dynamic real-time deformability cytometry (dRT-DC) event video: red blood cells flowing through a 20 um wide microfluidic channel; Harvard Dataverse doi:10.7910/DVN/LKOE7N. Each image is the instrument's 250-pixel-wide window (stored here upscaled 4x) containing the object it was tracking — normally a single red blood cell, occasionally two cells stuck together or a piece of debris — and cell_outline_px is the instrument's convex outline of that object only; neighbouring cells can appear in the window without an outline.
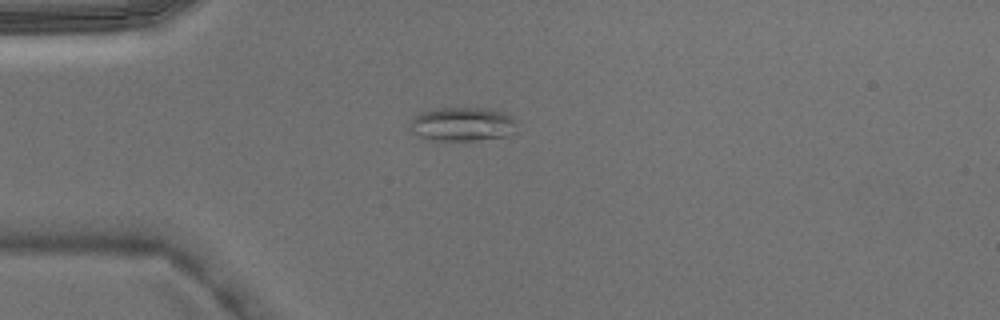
{"species": "Egyptian fruit bat (a non-hibernating species)", "species_latin": "Rousettus aegyptiacus", "temperature_condition": "warm", "stored_images_in_passage": 2, "camera_frame_rate_fps": 3000, "um_per_image_px": 0.085, "animal": {"sex": "male"}, "frame": {"image": 1, "passage_image": 2, "time_ms": 0.333, "image_size_px": [1000, 320], "cell_outline_px": [[516, 132], [508, 136], [464, 144], [424, 140], [408, 128], [412, 120], [420, 112], [436, 108], [492, 108], [504, 112], [512, 116], [516, 120]], "centroid_in_image_um": [39.33, 10.62], "position_along_channel_um": 45.7, "area_um2": 22.54}}